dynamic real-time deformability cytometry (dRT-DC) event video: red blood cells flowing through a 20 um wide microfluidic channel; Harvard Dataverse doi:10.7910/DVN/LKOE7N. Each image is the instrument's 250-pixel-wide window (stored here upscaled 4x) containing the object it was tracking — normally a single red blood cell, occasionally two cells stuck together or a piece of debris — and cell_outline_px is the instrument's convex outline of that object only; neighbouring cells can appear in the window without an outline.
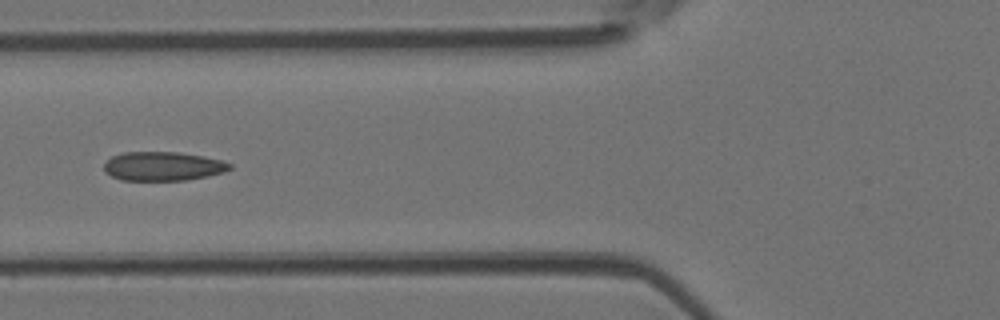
{"species": "Egyptian fruit bat (a non-hibernating species)", "species_latin": "Rousettus aegyptiacus", "temperature_condition": "room temperature", "stored_images_in_passage": 6, "camera_frame_rate_fps": 3000, "um_per_image_px": 0.085, "animal": {"sex": "female"}, "frame": {"image": 1, "passage_image": 5, "time_ms": 1.333, "image_size_px": [1000, 320], "cell_outline_px": [[232, 168], [224, 172], [208, 176], [184, 180], [120, 180], [104, 172], [104, 164], [112, 156], [124, 152], [176, 152], [204, 156], [220, 160], [232, 164]], "centroid_in_image_um": [13.85, 14.13], "position_along_channel_um": 112.0, "area_um2": 21.21}}
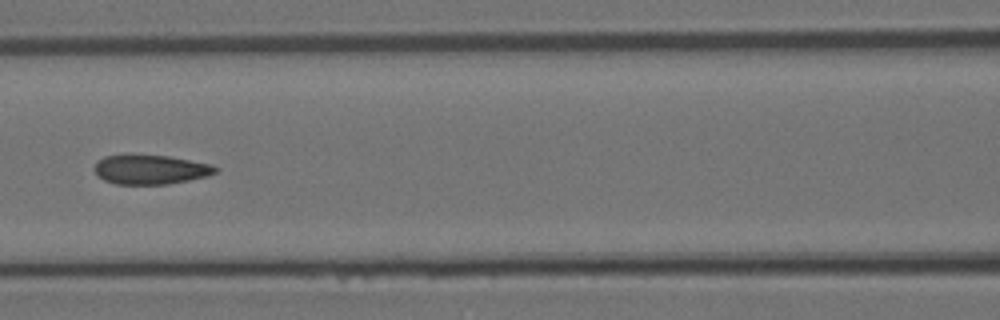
{"frame": {"image": 2, "passage_image": 6, "time_ms": 1.667, "image_size_px": [1000, 320], "cell_outline_px": [[216, 172], [208, 176], [168, 184], [116, 184], [104, 180], [96, 176], [96, 160], [104, 156], [132, 152], [168, 156], [212, 164], [216, 168]], "centroid_in_image_um": [12.73, 14.37], "position_along_channel_um": 153.9, "area_um2": 21.27}}